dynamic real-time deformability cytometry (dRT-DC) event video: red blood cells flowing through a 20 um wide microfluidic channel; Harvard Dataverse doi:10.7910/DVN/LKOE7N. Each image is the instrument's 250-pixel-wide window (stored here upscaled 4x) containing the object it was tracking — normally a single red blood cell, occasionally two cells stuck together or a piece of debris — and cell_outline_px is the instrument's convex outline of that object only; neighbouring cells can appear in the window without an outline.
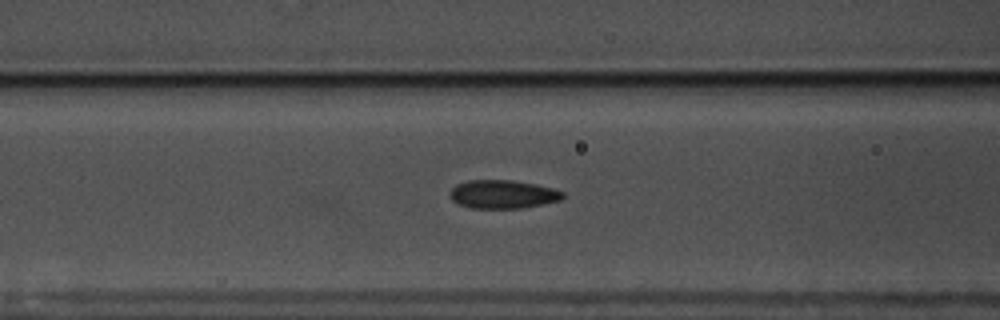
{"species": "common noctule bat (a hibernating species)", "species_latin": "Nyctalus noctula", "temperature_condition": "warm", "stored_images_in_passage": 27, "camera_frame_rate_fps": 3000, "um_per_image_px": 0.085, "animal": {"sex": "male", "body_mass_g": 17.5, "forearm_length_mm": 52.3}, "frame": {"image": 1, "passage_image": 5, "time_ms": 1.333, "image_size_px": [1000, 320], "cell_outline_px": [[564, 196], [560, 200], [544, 204], [520, 208], [472, 208], [460, 204], [452, 200], [448, 192], [456, 184], [468, 180], [512, 180], [536, 184], [552, 188], [564, 192]], "centroid_in_image_um": [42.73, 16.5], "position_along_channel_um": 123.9, "area_um2": 18.73}}
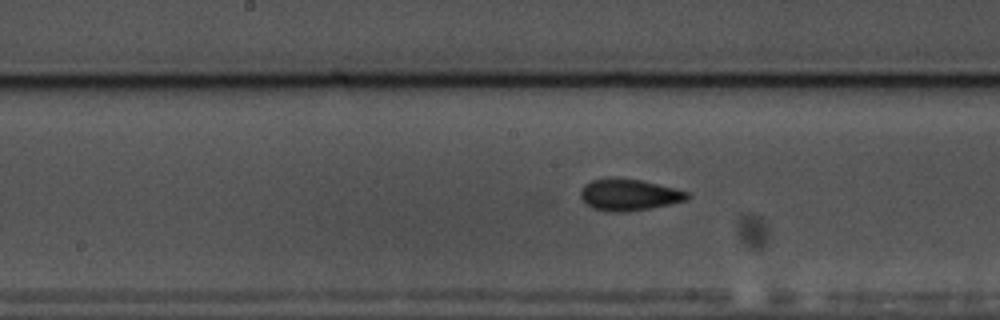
{"frame": {"image": 2, "passage_image": 11, "time_ms": 3.333, "image_size_px": [1000, 320], "cell_outline_px": [[688, 200], [648, 208], [624, 212], [608, 212], [592, 208], [580, 196], [580, 192], [584, 184], [592, 180], [640, 180], [688, 192]], "centroid_in_image_um": [53.44, 16.59], "position_along_channel_um": 194.8, "area_um2": 18.79}}
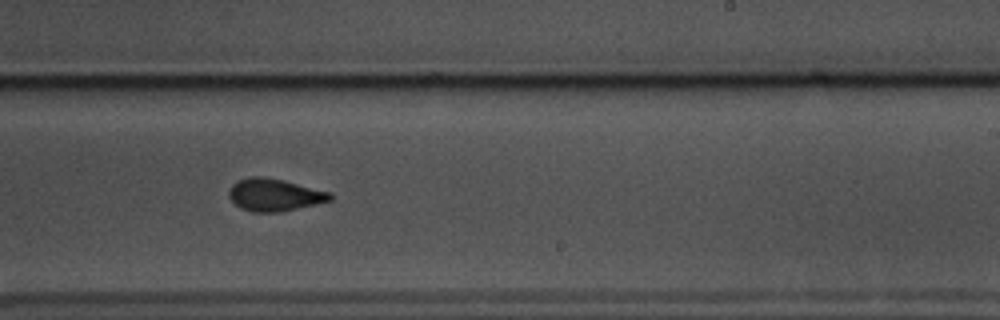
{"frame": {"image": 3, "passage_image": 17, "time_ms": 5.333, "image_size_px": [1000, 320], "cell_outline_px": [[332, 200], [280, 212], [252, 212], [240, 208], [228, 196], [228, 192], [232, 184], [236, 180], [248, 176], [264, 176], [284, 180], [332, 192]], "centroid_in_image_um": [23.31, 16.54], "position_along_channel_um": 265.7, "area_um2": 19.31}}